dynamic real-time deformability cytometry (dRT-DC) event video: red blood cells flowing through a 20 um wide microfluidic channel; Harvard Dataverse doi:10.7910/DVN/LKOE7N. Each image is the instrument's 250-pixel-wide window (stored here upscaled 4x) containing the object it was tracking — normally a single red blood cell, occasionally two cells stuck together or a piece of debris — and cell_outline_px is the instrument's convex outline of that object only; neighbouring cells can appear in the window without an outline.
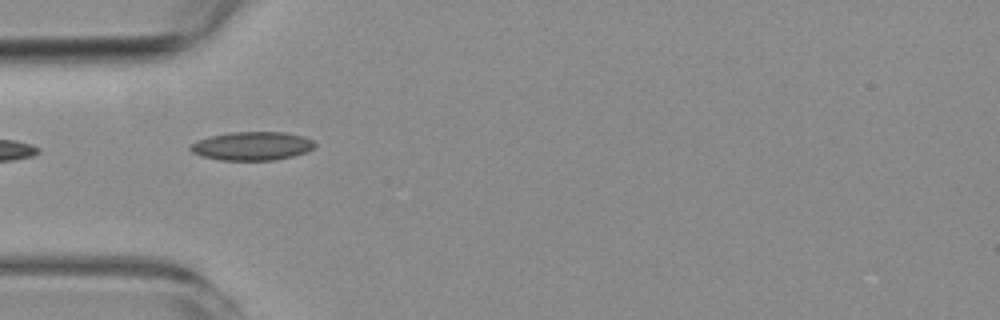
{"species": "common noctule bat (a hibernating species)", "species_latin": "Nyctalus noctula", "temperature_condition": "room temperature", "stored_images_in_passage": 3, "camera_frame_rate_fps": 3000, "um_per_image_px": 0.085, "animal": {"sex": "female", "body_mass_g": 19.3, "forearm_length_mm": 54.1}, "frame": {"image": 1, "passage_image": 1, "time_ms": 0.0, "image_size_px": [1000, 320], "cell_outline_px": [[316, 144], [312, 148], [304, 152], [292, 156], [272, 160], [220, 160], [204, 156], [192, 152], [188, 148], [192, 144], [200, 140], [212, 136], [228, 132], [284, 132], [304, 136], [312, 140]], "centroid_in_image_um": [21.44, 12.4], "position_along_channel_um": 63.6, "area_um2": 20.4}}
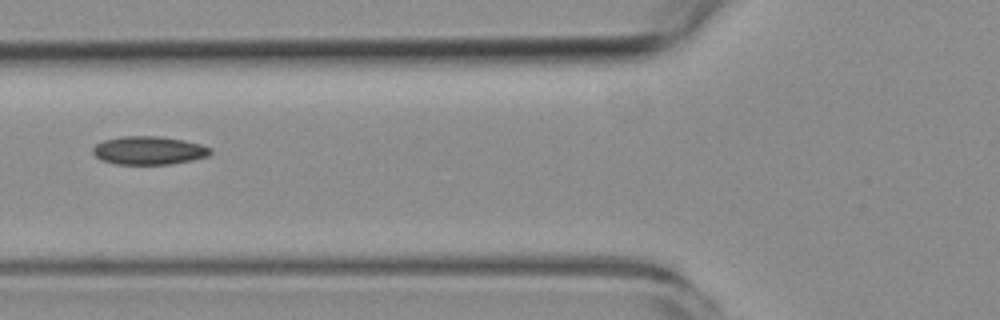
{"frame": {"image": 2, "passage_image": 2, "time_ms": 1.333, "image_size_px": [1000, 320], "cell_outline_px": [[212, 152], [208, 156], [192, 160], [168, 164], [116, 164], [100, 160], [92, 152], [92, 148], [96, 144], [104, 140], [120, 136], [156, 136], [184, 140], [200, 144], [212, 148]], "centroid_in_image_um": [12.64, 12.78], "position_along_channel_um": 113.2, "area_um2": 19.42}}
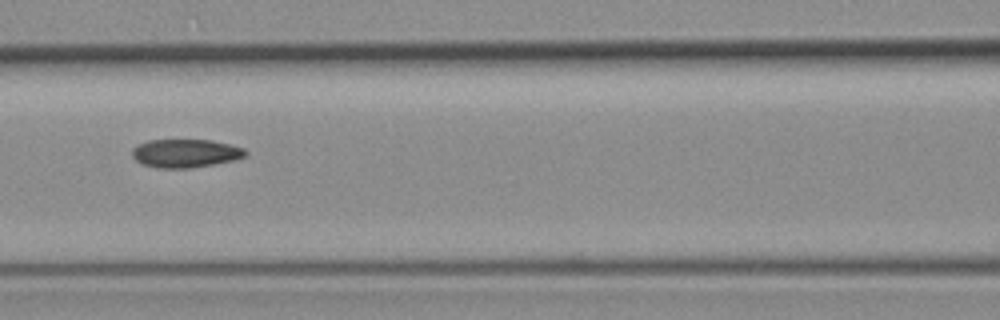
{"frame": {"image": 3, "passage_image": 3, "time_ms": 2.333, "image_size_px": [1000, 320], "cell_outline_px": [[248, 152], [244, 156], [232, 160], [192, 168], [160, 168], [144, 164], [136, 160], [132, 156], [132, 148], [148, 140], [212, 140], [232, 144], [244, 148]], "centroid_in_image_um": [15.78, 13.02], "position_along_channel_um": 150.8, "area_um2": 18.61}}